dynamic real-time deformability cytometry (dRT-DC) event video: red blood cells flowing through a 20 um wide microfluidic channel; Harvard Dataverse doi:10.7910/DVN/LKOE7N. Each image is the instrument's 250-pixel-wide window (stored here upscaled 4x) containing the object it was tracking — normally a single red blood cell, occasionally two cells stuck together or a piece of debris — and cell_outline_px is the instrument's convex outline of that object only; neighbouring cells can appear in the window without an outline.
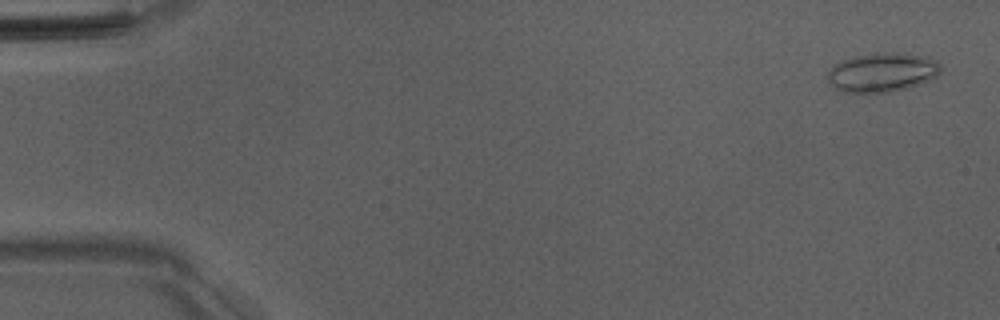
{"species": "Egyptian fruit bat (a non-hibernating species)", "species_latin": "Rousettus aegyptiacus", "temperature_condition": "room temperature", "stored_images_in_passage": 51, "camera_frame_rate_fps": 3000, "um_per_image_px": 0.085, "animal": {"sex": "male"}, "frame": {"image": 1, "passage_image": 2, "time_ms": 0.333, "image_size_px": [1000, 320], "cell_outline_px": [[940, 72], [936, 76], [928, 80], [908, 88], [888, 92], [840, 92], [828, 84], [828, 72], [836, 64], [844, 60], [856, 56], [876, 52], [904, 52], [928, 56], [936, 60], [940, 64]], "centroid_in_image_um": [75.0, 6.14], "position_along_channel_um": 10.0, "area_um2": 25.95}}
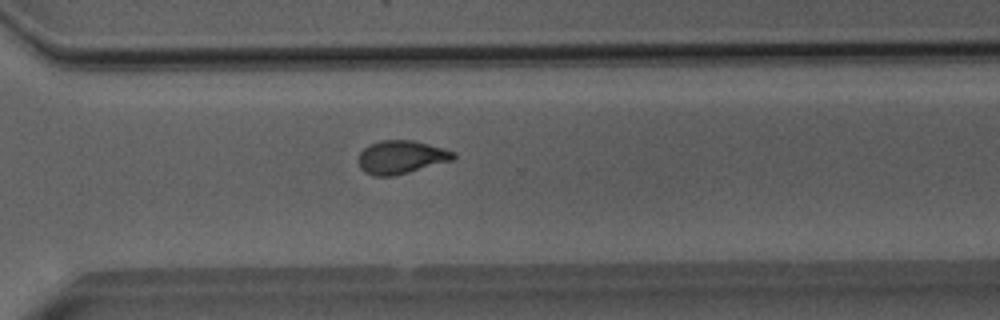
{"frame": {"image": 2, "passage_image": 37, "time_ms": 12.0, "image_size_px": [1000, 320], "cell_outline_px": [[456, 156], [452, 160], [408, 172], [392, 176], [372, 176], [364, 172], [360, 168], [360, 152], [364, 148], [372, 144], [384, 140], [412, 140], [428, 144], [456, 152]], "centroid_in_image_um": [34.1, 13.36], "position_along_channel_um": 336.5, "area_um2": 18.09}}
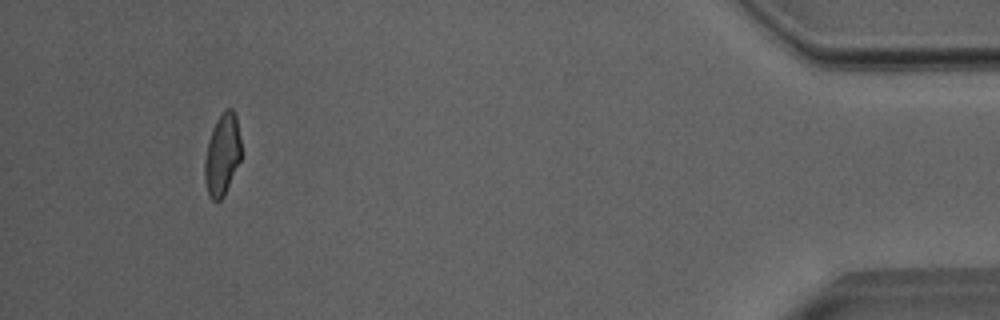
{"frame": {"image": 3, "passage_image": 48, "time_ms": 15.667, "image_size_px": [1000, 320], "cell_outline_px": [[240, 160], [224, 196], [220, 200], [212, 200], [208, 196], [204, 180], [204, 160], [208, 140], [212, 128], [216, 120], [228, 108], [232, 108], [236, 116], [240, 140]], "centroid_in_image_um": [18.86, 13.18], "position_along_channel_um": 416.3, "area_um2": 17.28}, "authors_computed_cell_mechanics": {"area_um2": 18.5538, "velocity_mm_per_s": 4.0347, "shape_relaxation_time_tau1_ms": 10.959, "shape_relaxation_time_tau2_ms": 1.3909, "deformation_change_tau1": 0.235, "deformation_change_tau2": 0.0755}}